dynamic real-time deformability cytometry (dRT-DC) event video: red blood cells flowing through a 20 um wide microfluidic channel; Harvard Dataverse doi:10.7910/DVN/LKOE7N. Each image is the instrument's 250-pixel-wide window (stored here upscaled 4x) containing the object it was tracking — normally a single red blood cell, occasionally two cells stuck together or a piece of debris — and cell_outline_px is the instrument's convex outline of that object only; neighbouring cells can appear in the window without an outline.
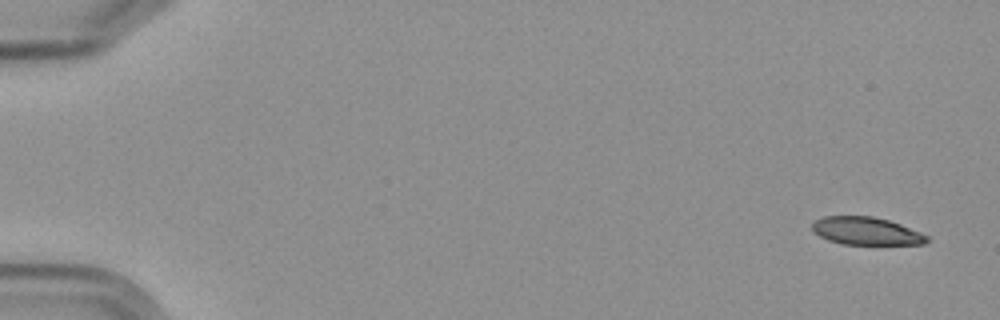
{"species": "Egyptian fruit bat (a non-hibernating species)", "species_latin": "Rousettus aegyptiacus", "temperature_condition": "cold", "stored_images_in_passage": 8, "camera_frame_rate_fps": 3000, "um_per_image_px": 0.085, "frame": {"image": 1, "passage_image": 1, "time_ms": 0.0, "image_size_px": [1000, 320], "cell_outline_px": [[932, 240], [924, 244], [844, 244], [828, 240], [812, 232], [812, 224], [816, 220], [824, 216], [872, 216], [888, 220], [900, 224], [920, 232], [928, 236]], "centroid_in_image_um": [73.64, 19.64], "position_along_channel_um": 11.4, "area_um2": 18.55}}
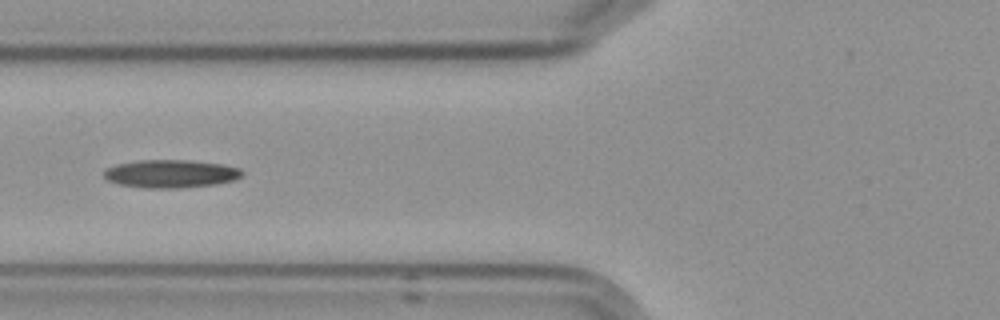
{"frame": {"image": 2, "passage_image": 7, "time_ms": 7.0, "image_size_px": [1000, 320], "cell_outline_px": [[244, 172], [236, 180], [216, 184], [184, 188], [144, 188], [116, 184], [108, 180], [104, 176], [104, 172], [108, 168], [116, 164], [140, 160], [188, 160], [224, 164], [240, 168]], "centroid_in_image_um": [14.54, 14.77], "position_along_channel_um": 111.3, "area_um2": 22.77}}
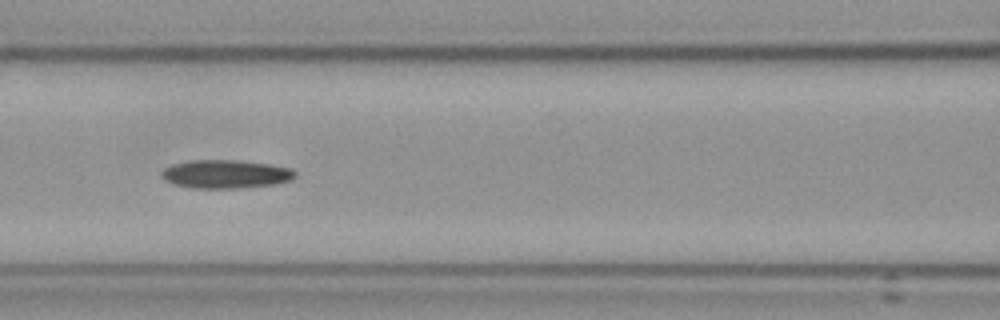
{"frame": {"image": 3, "passage_image": 8, "time_ms": 8.0, "image_size_px": [1000, 320], "cell_outline_px": [[296, 176], [292, 180], [276, 184], [240, 188], [192, 188], [176, 184], [164, 180], [160, 176], [160, 172], [164, 168], [172, 164], [192, 160], [240, 160], [268, 164], [292, 168], [296, 172]], "centroid_in_image_um": [19.19, 14.79], "position_along_channel_um": 147.4, "area_um2": 22.31}}